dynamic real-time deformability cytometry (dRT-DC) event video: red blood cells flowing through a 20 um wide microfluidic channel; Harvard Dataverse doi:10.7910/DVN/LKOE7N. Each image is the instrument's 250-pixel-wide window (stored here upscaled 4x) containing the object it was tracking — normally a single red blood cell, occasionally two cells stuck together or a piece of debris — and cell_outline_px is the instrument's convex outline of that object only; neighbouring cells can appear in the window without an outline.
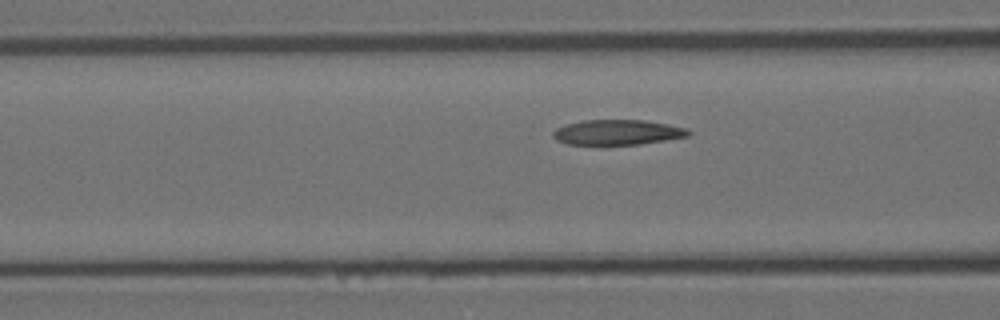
{"species": "Egyptian fruit bat (a non-hibernating species)", "species_latin": "Rousettus aegyptiacus", "temperature_condition": "room temperature", "stored_images_in_passage": 28, "camera_frame_rate_fps": 3000, "um_per_image_px": 0.085, "animal": {"sex": "female"}, "frame": {"image": 1, "passage_image": 4, "time_ms": 1.0, "image_size_px": [1000, 320], "cell_outline_px": [[692, 132], [688, 136], [640, 144], [568, 144], [556, 140], [552, 136], [552, 132], [556, 128], [568, 124], [584, 120], [644, 120], [668, 124], [688, 128]], "centroid_in_image_um": [52.5, 11.24], "position_along_channel_um": 114.1, "area_um2": 19.71}}
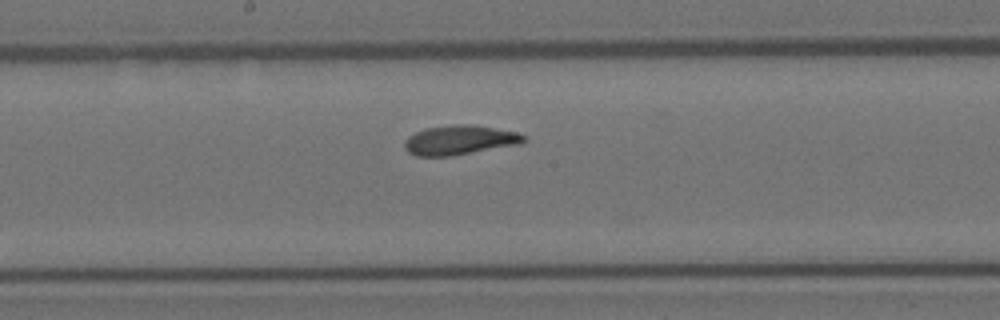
{"frame": {"image": 2, "passage_image": 12, "time_ms": 3.667, "image_size_px": [1000, 320], "cell_outline_px": [[528, 140], [520, 144], [452, 156], [416, 156], [408, 152], [404, 148], [404, 140], [408, 136], [424, 128], [456, 124], [472, 124], [516, 132], [528, 136]], "centroid_in_image_um": [39.08, 11.9], "position_along_channel_um": 209.1, "area_um2": 20.69}}
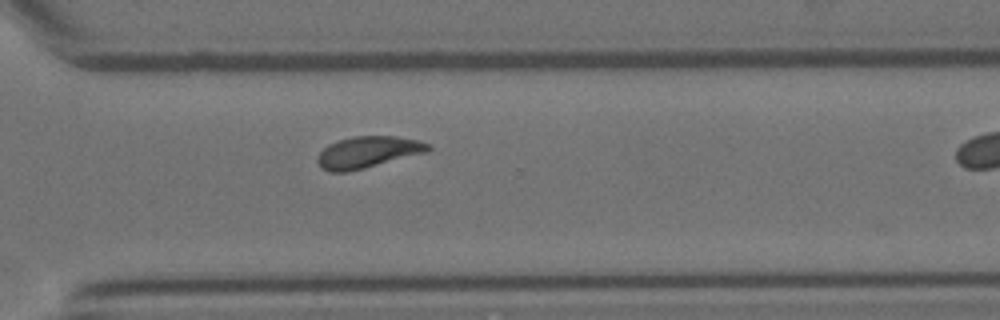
{"frame": {"image": 3, "passage_image": 23, "time_ms": 7.333, "image_size_px": [1000, 320], "cell_outline_px": [[432, 148], [428, 152], [348, 172], [332, 172], [320, 168], [316, 160], [316, 156], [328, 144], [336, 140], [352, 136], [396, 136], [420, 140], [432, 144]], "centroid_in_image_um": [31.27, 12.92], "position_along_channel_um": 339.3, "area_um2": 20.69}}